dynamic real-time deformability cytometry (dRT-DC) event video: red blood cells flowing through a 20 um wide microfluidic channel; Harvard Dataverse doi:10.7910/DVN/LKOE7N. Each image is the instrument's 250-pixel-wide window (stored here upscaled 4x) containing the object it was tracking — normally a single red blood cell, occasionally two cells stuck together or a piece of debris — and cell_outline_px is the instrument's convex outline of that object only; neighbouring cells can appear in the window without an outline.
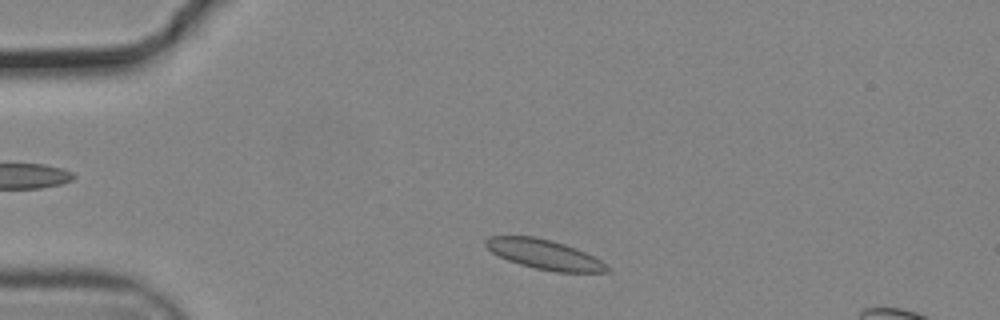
{"species": "common noctule bat (a hibernating species)", "species_latin": "Nyctalus noctula", "temperature_condition": "cold", "stored_images_in_passage": 29, "camera_frame_rate_fps": 3000, "um_per_image_px": 0.085, "animal": {"sex": "male", "body_mass_g": 19.2, "forearm_length_mm": 51.8}, "frame": {"image": 1, "passage_image": 3, "time_ms": 0.667, "image_size_px": [1000, 320], "cell_outline_px": [[612, 268], [608, 272], [556, 272], [536, 268], [520, 264], [508, 260], [492, 252], [484, 244], [484, 240], [492, 236], [532, 236], [552, 240], [576, 248], [600, 260]], "centroid_in_image_um": [46.29, 21.62], "position_along_channel_um": 38.7, "area_um2": 20.81}}
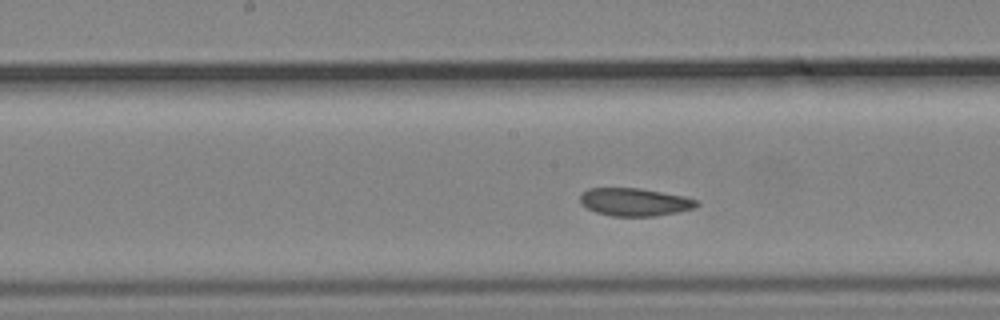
{"frame": {"image": 2, "passage_image": 19, "time_ms": 6.0, "image_size_px": [1000, 320], "cell_outline_px": [[700, 204], [696, 208], [656, 216], [612, 216], [596, 212], [580, 204], [580, 192], [588, 188], [640, 188], [684, 196], [700, 200]], "centroid_in_image_um": [53.96, 17.16], "position_along_channel_um": 194.2, "area_um2": 19.13}}
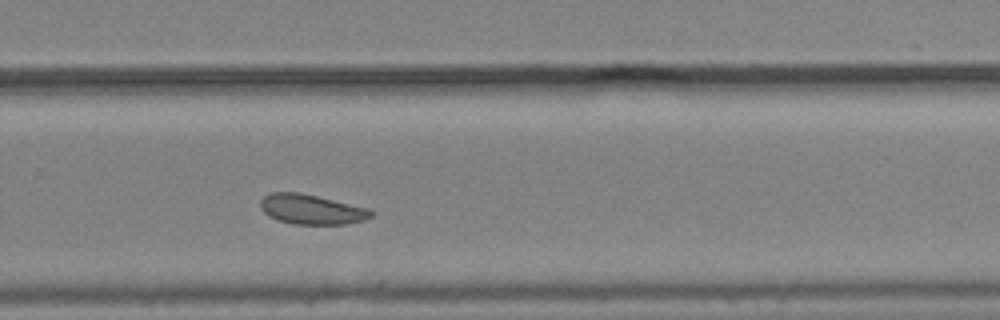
{"frame": {"image": 3, "passage_image": 28, "time_ms": 9.0, "image_size_px": [1000, 320], "cell_outline_px": [[376, 212], [372, 216], [364, 220], [344, 224], [292, 224], [276, 220], [268, 216], [260, 208], [260, 200], [264, 196], [272, 192], [300, 192], [368, 208]], "centroid_in_image_um": [26.46, 17.8], "position_along_channel_um": 303.3, "area_um2": 19.36}}